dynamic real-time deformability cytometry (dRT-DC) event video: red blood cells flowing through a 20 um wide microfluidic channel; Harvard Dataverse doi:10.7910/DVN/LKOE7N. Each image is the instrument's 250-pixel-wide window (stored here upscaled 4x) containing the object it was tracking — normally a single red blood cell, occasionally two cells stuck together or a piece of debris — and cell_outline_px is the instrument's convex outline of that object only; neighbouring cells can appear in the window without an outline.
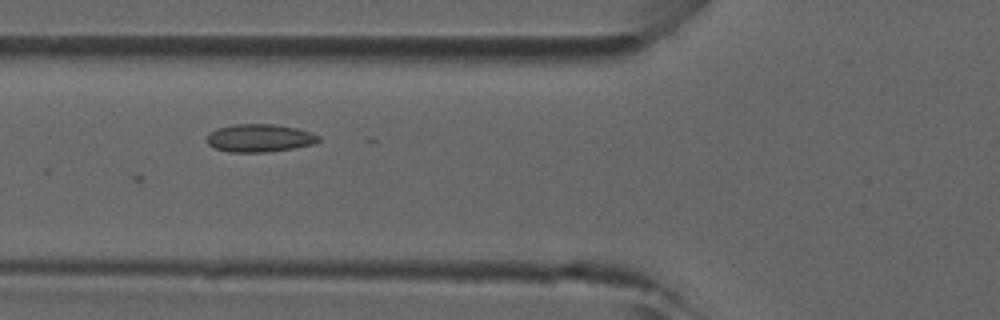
{"species": "common noctule bat (a hibernating species)", "species_latin": "Nyctalus noctula", "temperature_condition": "room temperature", "stored_images_in_passage": 15, "camera_frame_rate_fps": 3000, "um_per_image_px": 0.085, "animal": {"sex": "male", "forearm_length_mm": 52.5}, "frame": {"image": 1, "passage_image": 12, "time_ms": 3.667, "image_size_px": [1000, 320], "cell_outline_px": [[320, 140], [312, 144], [292, 148], [268, 152], [228, 152], [216, 148], [208, 144], [204, 140], [208, 132], [216, 128], [236, 124], [276, 124], [296, 128], [312, 132], [320, 136]], "centroid_in_image_um": [22.02, 11.73], "position_along_channel_um": 103.8, "area_um2": 18.32}}